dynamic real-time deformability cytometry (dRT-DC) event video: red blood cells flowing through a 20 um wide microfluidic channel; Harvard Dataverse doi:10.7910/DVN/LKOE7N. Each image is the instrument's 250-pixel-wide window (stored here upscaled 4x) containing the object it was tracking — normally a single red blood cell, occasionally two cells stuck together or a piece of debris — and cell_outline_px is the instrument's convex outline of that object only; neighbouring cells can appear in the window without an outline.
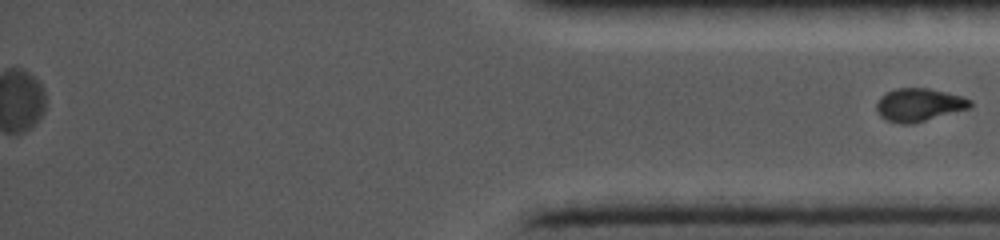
{"species": "common noctule bat (a hibernating species)", "species_latin": "Nyctalus noctula", "temperature_condition": "cold", "stored_images_in_passage": 33, "segment_of_instrument_passage": [2, 2], "camera_frame_rate_fps": 5000, "um_per_image_px": 0.085, "animal": {"sex": "female", "body_mass_g": 19.0, "forearm_length_mm": 56.7}, "frame": {"image": 1, "passage_image": 33, "time_ms": 18.0, "image_size_px": [1000, 240], "cell_outline_px": [[972, 108], [908, 124], [900, 124], [888, 120], [880, 116], [876, 108], [876, 104], [880, 96], [896, 88], [928, 88], [964, 96], [972, 100]], "centroid_in_image_um": [78.14, 8.89], "position_along_channel_um": 357.1, "area_um2": 17.98}}